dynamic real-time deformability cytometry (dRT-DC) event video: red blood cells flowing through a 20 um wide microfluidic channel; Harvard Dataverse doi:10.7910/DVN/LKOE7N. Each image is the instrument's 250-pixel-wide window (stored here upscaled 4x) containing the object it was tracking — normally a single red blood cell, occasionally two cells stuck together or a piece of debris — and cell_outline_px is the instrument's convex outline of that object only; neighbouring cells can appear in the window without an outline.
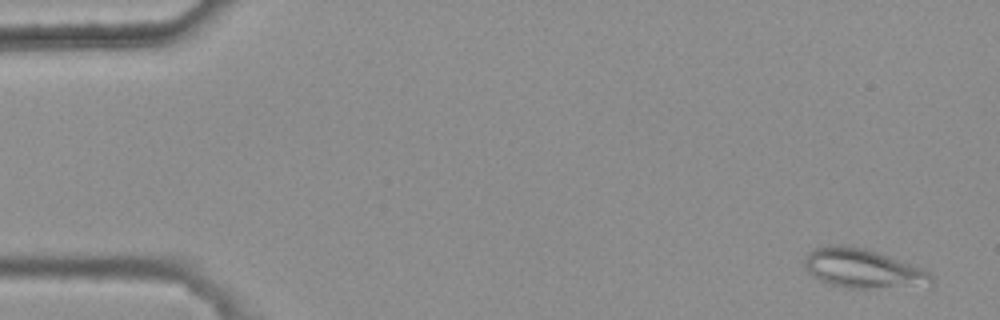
{"species": "common noctule bat (a hibernating species)", "species_latin": "Nyctalus noctula", "temperature_condition": "warm", "stored_images_in_passage": 4, "segment_of_instrument_passage": [2, 2], "camera_frame_rate_fps": 3000, "um_per_image_px": 0.085, "animal": {"sex": "female", "body_mass_g": 25.1}, "frame": {"image": 1, "passage_image": 4, "time_ms": 1.0, "image_size_px": [1000, 320], "cell_outline_px": [[932, 284], [868, 288], [844, 288], [828, 284], [812, 276], [808, 272], [804, 264], [804, 260], [808, 252], [812, 248], [828, 244], [840, 244], [864, 248], [876, 252], [932, 272]], "centroid_in_image_um": [73.25, 22.8], "position_along_channel_um": 11.8, "area_um2": 28.73}}